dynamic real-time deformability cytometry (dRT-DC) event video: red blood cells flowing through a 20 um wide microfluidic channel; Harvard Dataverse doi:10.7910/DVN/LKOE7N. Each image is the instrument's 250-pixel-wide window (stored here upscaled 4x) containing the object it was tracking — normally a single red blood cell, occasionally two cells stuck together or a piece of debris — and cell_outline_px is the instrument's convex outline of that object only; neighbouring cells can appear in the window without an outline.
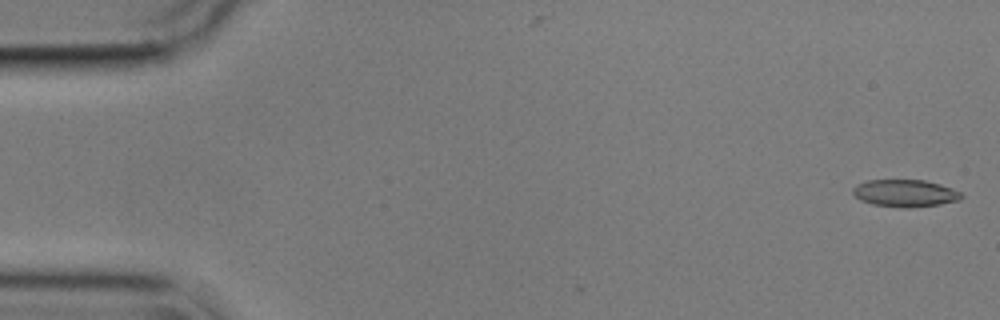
{"species": "common noctule bat (a hibernating species)", "species_latin": "Nyctalus noctula", "temperature_condition": "cold", "stored_images_in_passage": 12, "camera_frame_rate_fps": 3000, "um_per_image_px": 0.085, "animal": {"sex": "male", "body_mass_g": 17.9}, "frame": {"image": 1, "passage_image": 1, "time_ms": 0.0, "image_size_px": [1000, 320], "cell_outline_px": [[964, 196], [960, 200], [940, 204], [908, 208], [900, 208], [872, 204], [860, 200], [852, 192], [852, 188], [856, 184], [868, 180], [924, 180], [940, 184], [952, 188], [960, 192]], "centroid_in_image_um": [76.93, 16.42], "position_along_channel_um": 8.1, "area_um2": 17.34}}